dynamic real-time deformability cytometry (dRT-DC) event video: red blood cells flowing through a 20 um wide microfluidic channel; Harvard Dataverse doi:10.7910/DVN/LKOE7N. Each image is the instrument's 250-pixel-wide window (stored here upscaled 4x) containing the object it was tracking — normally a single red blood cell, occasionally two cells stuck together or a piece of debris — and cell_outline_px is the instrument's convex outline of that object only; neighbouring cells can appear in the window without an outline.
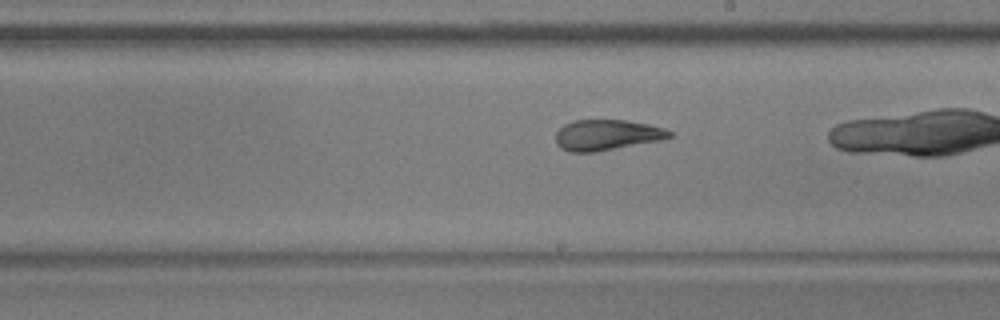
{"species": "common noctule bat (a hibernating species)", "species_latin": "Nyctalus noctula", "temperature_condition": "warm", "stored_images_in_passage": 39, "camera_frame_rate_fps": 3000, "um_per_image_px": 0.085, "animal": {"sex": "male", "body_mass_g": 17.9, "forearm_length_mm": 54.2}, "frame": {"image": 1, "passage_image": 28, "time_ms": 9.0, "image_size_px": [1000, 320], "cell_outline_px": [[672, 136], [660, 140], [596, 152], [568, 152], [560, 148], [556, 144], [556, 132], [564, 124], [572, 120], [628, 120], [648, 124], [664, 128], [672, 132]], "centroid_in_image_um": [51.55, 11.47], "position_along_channel_um": 237.5, "area_um2": 20.4}}